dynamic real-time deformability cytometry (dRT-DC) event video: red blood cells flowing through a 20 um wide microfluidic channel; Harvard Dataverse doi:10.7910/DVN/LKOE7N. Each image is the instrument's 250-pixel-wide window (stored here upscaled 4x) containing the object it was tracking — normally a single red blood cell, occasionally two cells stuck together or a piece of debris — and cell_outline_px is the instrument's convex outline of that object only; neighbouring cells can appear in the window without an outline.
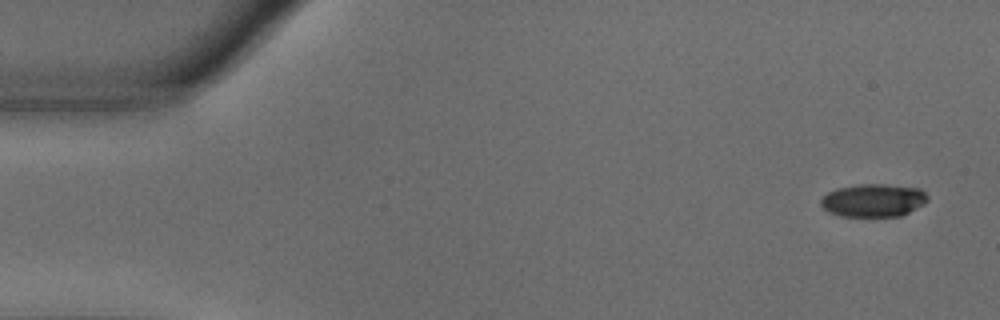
{"species": "common noctule bat (a hibernating species)", "species_latin": "Nyctalus noctula", "temperature_condition": "warm", "stored_images_in_passage": 52, "camera_frame_rate_fps": 3000, "um_per_image_px": 0.085, "animal": {"sex": "male", "body_mass_g": 18.8}, "frame": {"image": 1, "passage_image": 1, "time_ms": 0.0, "image_size_px": [1000, 320], "cell_outline_px": [[928, 200], [924, 204], [900, 216], [840, 216], [828, 212], [820, 204], [820, 200], [828, 192], [836, 188], [860, 184], [884, 184], [920, 188], [928, 196]], "centroid_in_image_um": [74.23, 17.02], "position_along_channel_um": 10.8, "area_um2": 20.52}}
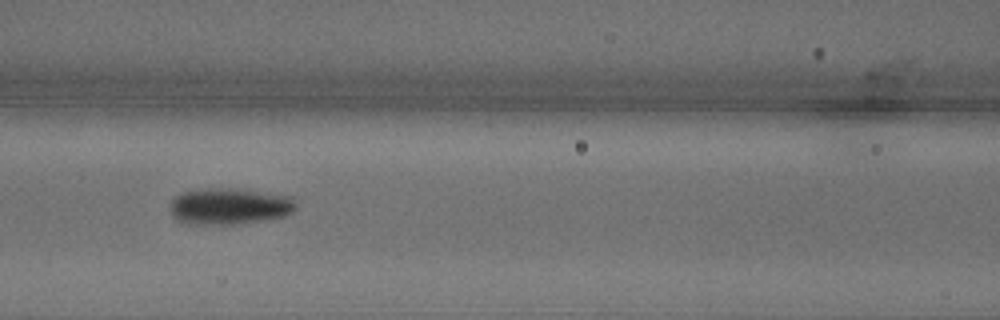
{"frame": {"image": 2, "passage_image": 22, "time_ms": 7.0, "image_size_px": [1000, 320], "cell_outline_px": [[296, 208], [292, 212], [284, 216], [236, 224], [188, 224], [176, 220], [172, 216], [172, 200], [176, 196], [184, 192], [200, 188], [228, 188], [292, 196], [296, 204]], "centroid_in_image_um": [19.49, 17.53], "position_along_channel_um": 147.1, "area_um2": 26.47}}
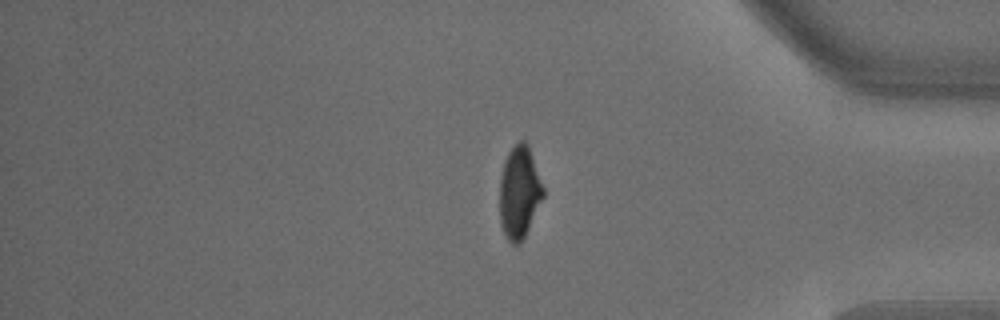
{"frame": {"image": 3, "passage_image": 44, "time_ms": 14.333, "image_size_px": [1000, 320], "cell_outline_px": [[544, 196], [524, 236], [516, 244], [512, 244], [508, 240], [504, 232], [500, 220], [500, 176], [504, 160], [508, 152], [520, 140], [524, 140], [528, 144], [544, 188]], "centroid_in_image_um": [44.14, 16.3], "position_along_channel_um": 391.1, "area_um2": 23.12}, "authors_computed_cell_mechanics": {"area_um2": 23.7269, "velocity_mm_per_s": 3.6539, "shape_relaxation_time_tau1_ms": 3.1542, "shape_relaxation_time_tau2_ms": 1.8941, "deformation_change_tau1": 0.1747, "deformation_change_tau2": 0.0645}}